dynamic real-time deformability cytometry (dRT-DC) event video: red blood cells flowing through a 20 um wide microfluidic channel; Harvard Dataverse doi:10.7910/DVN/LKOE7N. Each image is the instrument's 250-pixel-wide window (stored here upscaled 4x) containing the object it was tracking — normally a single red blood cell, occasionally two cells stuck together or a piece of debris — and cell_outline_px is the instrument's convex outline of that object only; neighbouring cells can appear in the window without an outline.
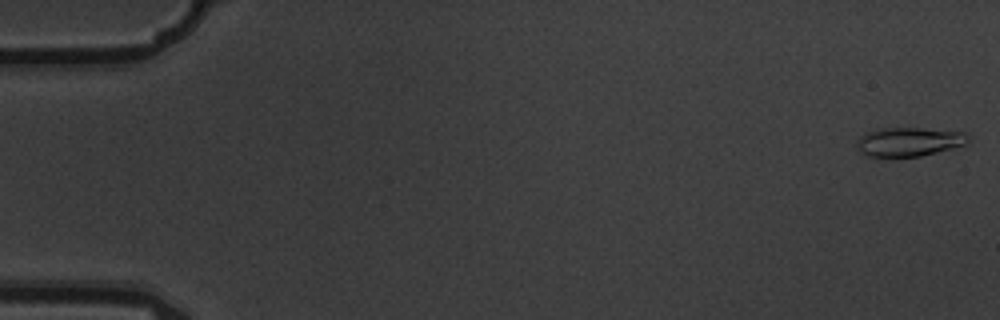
{"species": "common noctule bat (a hibernating species)", "species_latin": "Nyctalus noctula", "temperature_condition": "warm", "stored_images_in_passage": 7, "camera_frame_rate_fps": 3000, "um_per_image_px": 0.085, "animal": {"sex": "male", "body_mass_g": 19.5, "forearm_length_mm": 54.6}, "frame": {"image": 1, "passage_image": 1, "time_ms": 0.0, "image_size_px": [1000, 320], "cell_outline_px": [[968, 140], [964, 144], [952, 148], [920, 156], [868, 156], [860, 152], [856, 148], [856, 140], [864, 132], [880, 128], [920, 128], [964, 132], [968, 136]], "centroid_in_image_um": [77.19, 12.04], "position_along_channel_um": 7.8, "area_um2": 18.67}}
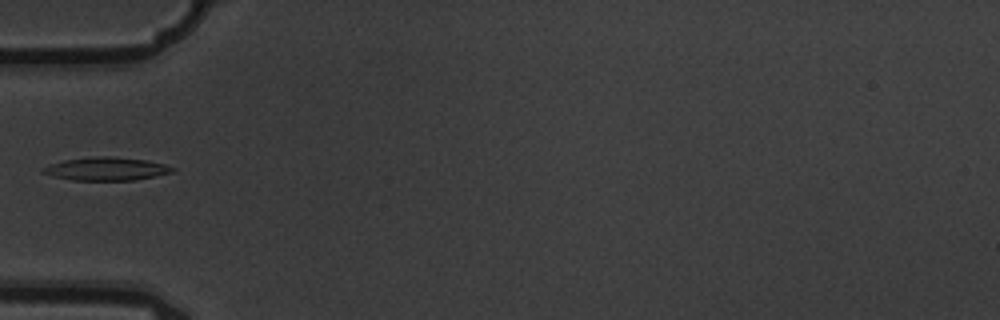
{"frame": {"image": 2, "passage_image": 6, "time_ms": 1.667, "image_size_px": [1000, 320], "cell_outline_px": [[176, 168], [172, 172], [156, 176], [136, 180], [72, 180], [40, 172], [40, 168], [64, 160], [96, 156], [112, 156], [148, 160], [164, 164]], "centroid_in_image_um": [9.06, 14.35], "position_along_channel_um": 75.9, "area_um2": 17.46}}
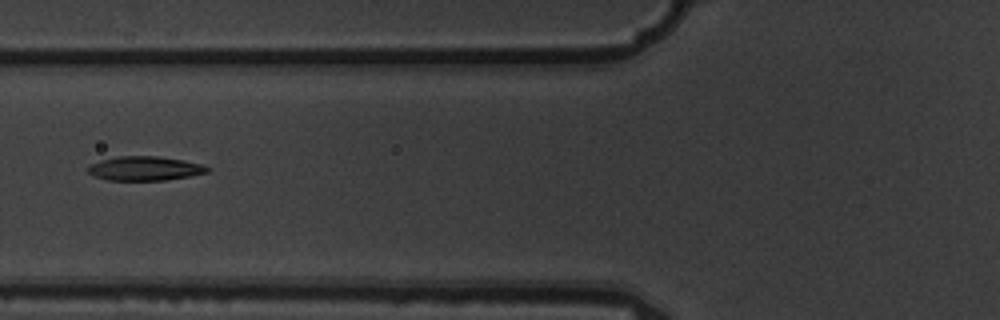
{"frame": {"image": 3, "passage_image": 7, "time_ms": 2.0, "image_size_px": [1000, 320], "cell_outline_px": [[212, 168], [208, 172], [168, 180], [108, 180], [96, 176], [88, 172], [88, 164], [100, 160], [116, 156], [156, 156], [184, 160], [204, 164]], "centroid_in_image_um": [12.33, 14.31], "position_along_channel_um": 113.5, "area_um2": 16.94}}